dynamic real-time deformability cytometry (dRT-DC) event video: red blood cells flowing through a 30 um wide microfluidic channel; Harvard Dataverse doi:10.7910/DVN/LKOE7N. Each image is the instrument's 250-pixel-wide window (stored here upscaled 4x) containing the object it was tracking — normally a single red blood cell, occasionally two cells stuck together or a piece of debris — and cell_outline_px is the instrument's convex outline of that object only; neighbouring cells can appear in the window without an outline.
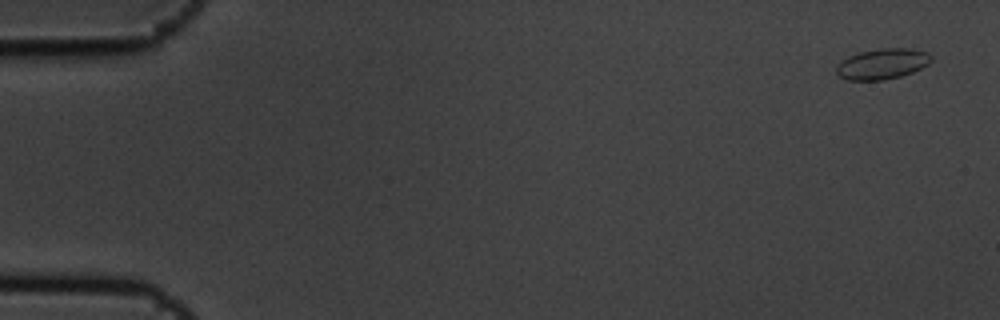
{"species": "common noctule bat (a hibernating species)", "species_latin": "Nyctalus noctula", "temperature_condition": "cold", "stored_images_in_passage": 4, "camera_frame_rate_fps": 3000, "um_per_image_px": 0.085, "animal": {"sex": "male", "body_mass_g": 19.5, "forearm_length_mm": 54.6}, "frame": {"image": 1, "passage_image": 1, "time_ms": 0.0, "image_size_px": [1000, 320], "cell_outline_px": [[932, 60], [928, 64], [912, 72], [900, 76], [884, 80], [848, 80], [840, 76], [836, 72], [836, 68], [840, 60], [848, 56], [860, 52], [880, 48], [912, 48], [928, 52], [932, 56]], "centroid_in_image_um": [75.0, 5.42], "position_along_channel_um": 10.0, "area_um2": 16.99}}